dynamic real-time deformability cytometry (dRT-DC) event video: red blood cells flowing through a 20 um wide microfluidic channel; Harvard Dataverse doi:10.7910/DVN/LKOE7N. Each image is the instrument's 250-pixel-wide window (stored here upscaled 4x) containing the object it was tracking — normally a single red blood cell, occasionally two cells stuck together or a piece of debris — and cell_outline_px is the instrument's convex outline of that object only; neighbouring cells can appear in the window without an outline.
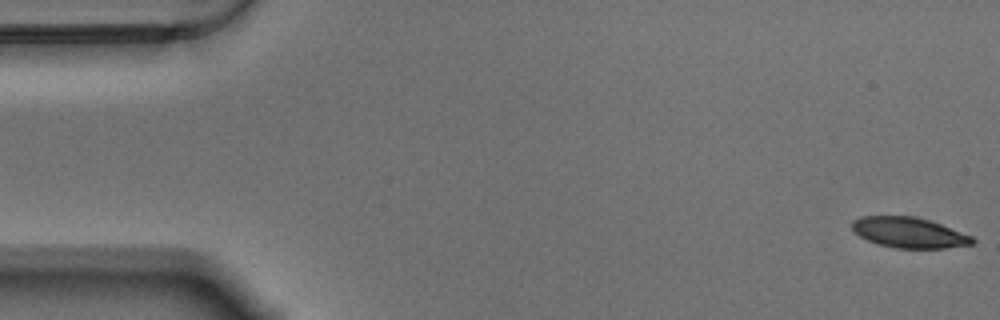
{"species": "Egyptian fruit bat (a non-hibernating species)", "species_latin": "Rousettus aegyptiacus", "temperature_condition": "warm", "stored_images_in_passage": 57, "camera_frame_rate_fps": 3000, "um_per_image_px": 0.085, "animal": {"sex": "male"}, "frame": {"image": 1, "passage_image": 1, "time_ms": 0.0, "image_size_px": [1000, 320], "cell_outline_px": [[976, 240], [972, 244], [944, 248], [896, 248], [876, 244], [860, 236], [852, 228], [852, 220], [860, 216], [916, 216], [940, 224], [972, 236]], "centroid_in_image_um": [77.25, 19.77], "position_along_channel_um": 7.8, "area_um2": 21.27}}
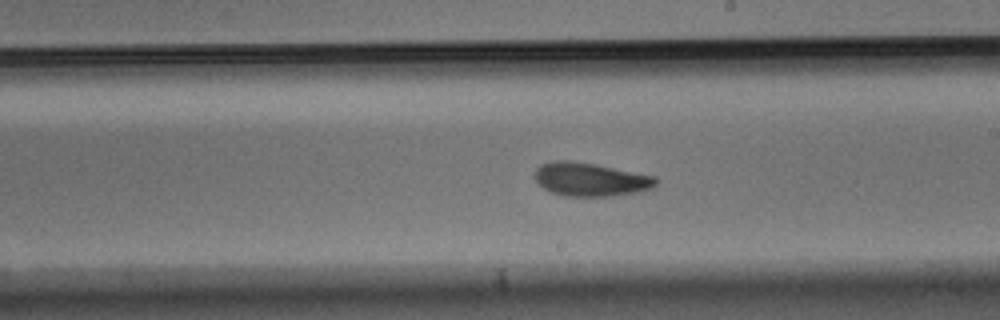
{"frame": {"image": 2, "passage_image": 32, "time_ms": 10.333, "image_size_px": [1000, 320], "cell_outline_px": [[660, 180], [652, 188], [640, 192], [612, 196], [564, 196], [552, 192], [544, 188], [532, 176], [536, 168], [540, 164], [552, 160], [572, 160], [596, 164], [656, 176]], "centroid_in_image_um": [50.19, 15.24], "position_along_channel_um": 238.8, "area_um2": 24.04}}
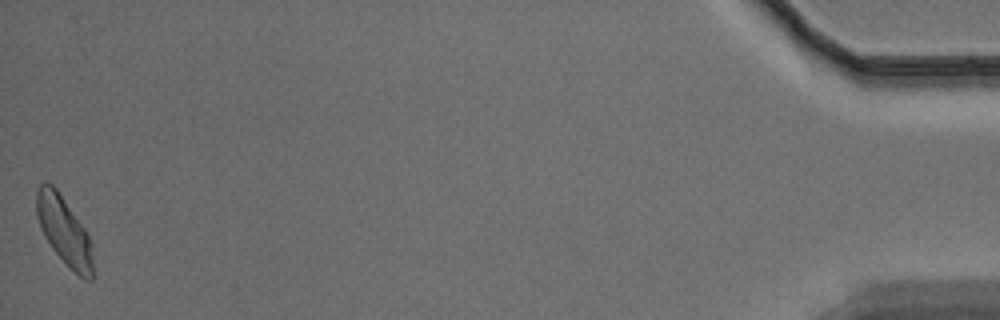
{"frame": {"image": 3, "passage_image": 57, "time_ms": 18.667, "image_size_px": [1000, 320], "cell_outline_px": [[92, 280], [84, 280], [52, 248], [44, 236], [40, 228], [36, 216], [36, 192], [40, 184], [44, 180], [52, 184], [56, 188], [84, 228], [88, 236], [92, 260]], "centroid_in_image_um": [5.39, 19.55], "position_along_channel_um": 429.8, "area_um2": 21.79}, "authors_computed_cell_mechanics": {"area_um2": 22.831, "velocity_mm_per_s": 3.4886, "shape_relaxation_time_tau1_ms": 4.0079, "shape_relaxation_time_tau2_ms": 4.1392, "deformation_change_tau1": 0.1201, "deformation_change_tau2": 0.0986}}